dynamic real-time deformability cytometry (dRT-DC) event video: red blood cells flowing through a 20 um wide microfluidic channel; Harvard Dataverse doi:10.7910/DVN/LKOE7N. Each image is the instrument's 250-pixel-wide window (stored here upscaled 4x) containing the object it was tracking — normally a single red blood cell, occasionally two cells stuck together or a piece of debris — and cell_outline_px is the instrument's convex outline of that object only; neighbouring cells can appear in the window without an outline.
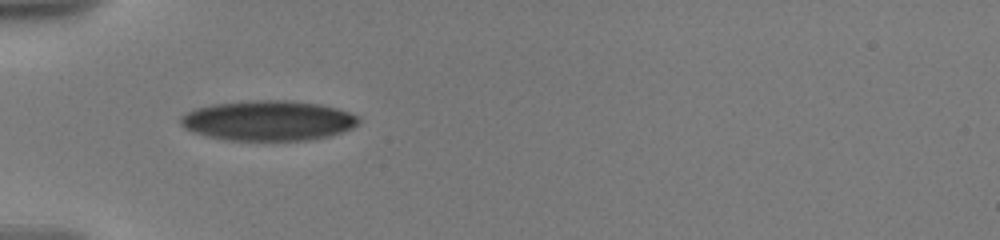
{"species": "human", "species_latin": "Homo sapiens", "temperature_condition": "warm", "stored_images_in_passage": 47, "camera_frame_rate_fps": 3000, "um_per_image_px": 0.085, "donor": {"sex": "male"}, "frame": {"image": 1, "passage_image": 1, "time_ms": 0.0, "image_size_px": [1000, 240], "cell_outline_px": [[360, 124], [352, 128], [328, 136], [308, 140], [224, 140], [192, 132], [184, 128], [180, 124], [180, 116], [196, 108], [212, 104], [256, 100], [292, 100], [320, 104], [336, 108], [360, 116]], "centroid_in_image_um": [22.8, 10.25], "position_along_channel_um": 62.2, "area_um2": 41.73}}
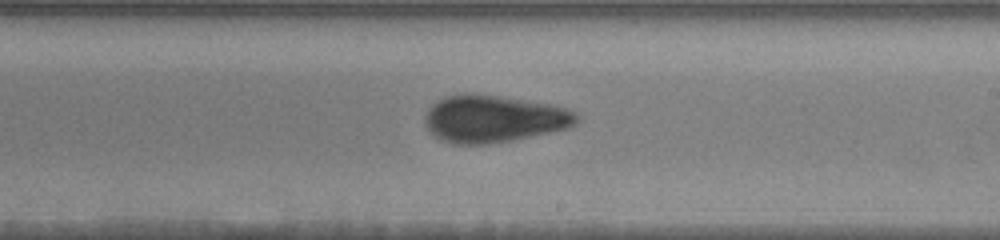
{"frame": {"image": 2, "passage_image": 20, "time_ms": 5.333, "image_size_px": [1000, 240], "cell_outline_px": [[580, 116], [568, 128], [488, 144], [452, 144], [440, 140], [432, 136], [424, 120], [424, 116], [428, 108], [432, 104], [448, 96], [464, 92], [476, 92], [552, 104], [576, 112]], "centroid_in_image_um": [41.9, 10.08], "position_along_channel_um": 247.1, "area_um2": 41.79}}
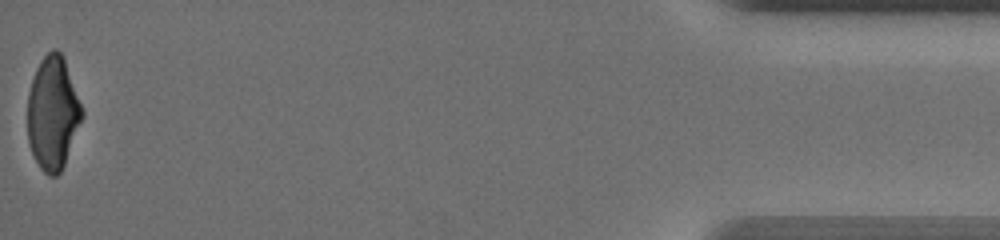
{"frame": {"image": 3, "passage_image": 47, "time_ms": 12.667, "image_size_px": [1000, 240], "cell_outline_px": [[84, 116], [64, 164], [60, 172], [56, 176], [48, 176], [40, 168], [32, 152], [28, 140], [28, 92], [36, 68], [40, 60], [52, 48], [56, 48], [64, 56], [84, 112]], "centroid_in_image_um": [4.5, 9.59], "position_along_channel_um": 430.7, "area_um2": 36.01}, "authors_computed_cell_mechanics": {"area_um2": 40.4022, "velocity_mm_per_s": 3.5892, "shape_relaxation_time_tau1_ms": 5.3287, "shape_relaxation_time_tau2_ms": 1.3968, "deformation_change_tau1": 0.1973, "deformation_change_tau2": 0.0717}}